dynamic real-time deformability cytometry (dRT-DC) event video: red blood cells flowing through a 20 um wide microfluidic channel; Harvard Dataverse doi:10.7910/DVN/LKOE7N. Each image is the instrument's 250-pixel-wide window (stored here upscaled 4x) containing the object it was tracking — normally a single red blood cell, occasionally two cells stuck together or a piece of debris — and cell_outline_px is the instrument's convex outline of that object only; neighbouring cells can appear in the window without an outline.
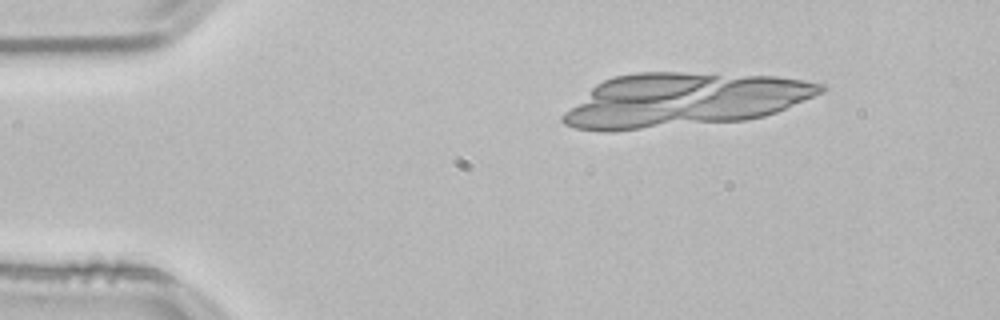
{"species": "common noctule bat (a hibernating species)", "species_latin": "Nyctalus noctula", "temperature_condition": "room temperature", "stored_images_in_passage": 3, "camera_frame_rate_fps": 3000, "um_per_image_px": 0.085, "animal": {"sex": "male", "body_mass_g": 21.5, "forearm_length_mm": 52.0}, "frame": {"image": 1, "passage_image": 3, "time_ms": 0.667, "image_size_px": [1000, 320], "cell_outline_px": [[820, 88], [808, 96], [772, 112], [756, 116], [732, 120], [712, 120], [728, 84], [736, 80], [792, 80], [808, 84]], "centroid_in_image_um": [64.56, 8.3], "position_along_channel_um": 20.4, "area_um2": 20.17}}